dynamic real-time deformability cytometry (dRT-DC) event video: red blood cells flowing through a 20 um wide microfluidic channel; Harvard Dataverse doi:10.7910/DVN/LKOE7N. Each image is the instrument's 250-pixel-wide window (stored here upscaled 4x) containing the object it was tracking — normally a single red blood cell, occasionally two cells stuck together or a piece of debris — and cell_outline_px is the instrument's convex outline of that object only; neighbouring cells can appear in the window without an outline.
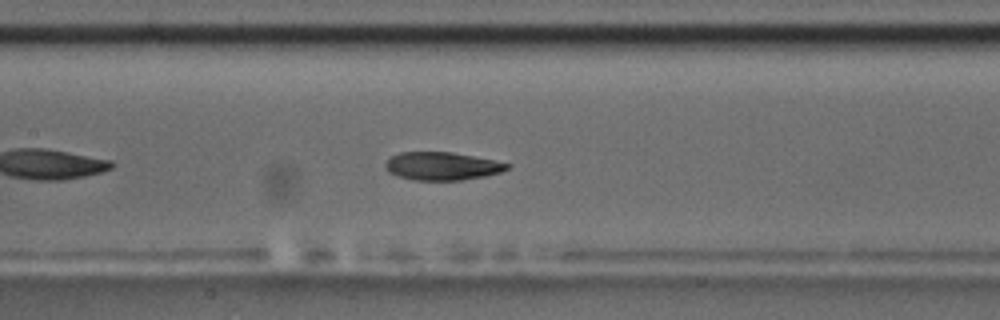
{"species": "common noctule bat (a hibernating species)", "species_latin": "Nyctalus noctula", "temperature_condition": "room temperature", "stored_images_in_passage": 41, "camera_frame_rate_fps": 3000, "um_per_image_px": 0.085, "animal": {"sex": "male", "body_mass_g": 17.5, "forearm_length_mm": 52.3}, "frame": {"image": 1, "passage_image": 12, "time_ms": 3.667, "image_size_px": [1000, 320], "cell_outline_px": [[512, 164], [508, 168], [500, 172], [484, 176], [460, 180], [412, 180], [396, 176], [388, 172], [384, 168], [384, 164], [392, 156], [400, 152], [452, 152]], "centroid_in_image_um": [37.52, 14.12], "position_along_channel_um": 169.9, "area_um2": 19.83}, "authors_computed_cell_mechanics": {"area_um2": 20.9236, "velocity_mm_per_s": 3.6771, "shape_relaxation_time_tau1_ms": 4.3233, "shape_relaxation_time_tau2_ms": 3.5962, "deformation_change_tau1": 0.1759, "deformation_change_tau2": 0.0554}}